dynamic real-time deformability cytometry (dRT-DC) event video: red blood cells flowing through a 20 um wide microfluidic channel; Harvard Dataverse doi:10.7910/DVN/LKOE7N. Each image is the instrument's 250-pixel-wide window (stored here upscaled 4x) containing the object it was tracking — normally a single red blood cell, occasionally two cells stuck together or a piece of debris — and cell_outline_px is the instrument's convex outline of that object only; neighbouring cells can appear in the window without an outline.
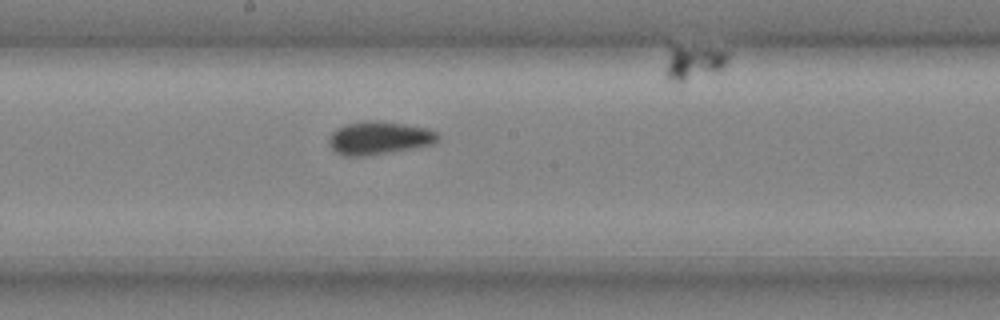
{"species": "common noctule bat (a hibernating species)", "species_latin": "Nyctalus noctula", "temperature_condition": "cold", "stored_images_in_passage": 9, "segment_of_instrument_passage": [1, 2], "camera_frame_rate_fps": 3000, "um_per_image_px": 0.085, "animal": {"sex": "male", "body_mass_g": 20.4}, "frame": {"image": 1, "passage_image": 8, "time_ms": 2.333, "image_size_px": [1000, 320], "cell_outline_px": [[440, 140], [432, 144], [412, 148], [364, 156], [344, 156], [336, 152], [328, 144], [328, 140], [332, 132], [336, 128], [344, 124], [364, 120], [376, 120], [404, 124], [428, 128], [436, 132], [440, 136]], "centroid_in_image_um": [32.2, 11.71], "position_along_channel_um": 216.0, "area_um2": 21.1}}